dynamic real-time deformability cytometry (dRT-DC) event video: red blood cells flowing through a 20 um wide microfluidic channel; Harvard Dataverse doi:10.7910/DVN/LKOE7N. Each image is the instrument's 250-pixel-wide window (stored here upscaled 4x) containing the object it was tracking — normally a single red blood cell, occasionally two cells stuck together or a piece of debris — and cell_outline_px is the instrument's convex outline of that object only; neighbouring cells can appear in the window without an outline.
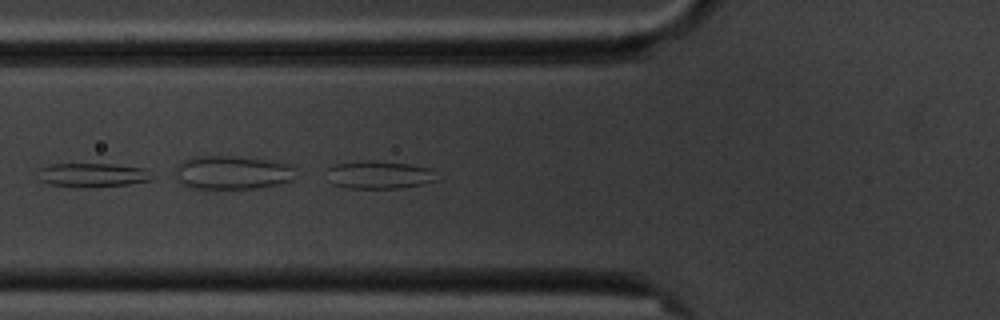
{"species": "common noctule bat (a hibernating species)", "species_latin": "Nyctalus noctula", "temperature_condition": "cold", "stored_images_in_passage": 5, "camera_frame_rate_fps": 3000, "um_per_image_px": 0.085, "animal": {"sex": "male", "body_mass_g": 20.1, "forearm_length_mm": 53.5}, "frame": {"image": 1, "passage_image": 4, "time_ms": 4.333, "image_size_px": [1000, 320], "cell_outline_px": [[152, 180], [128, 184], [48, 184], [40, 180], [40, 168], [52, 164], [112, 164], [148, 168]], "centroid_in_image_um": [7.94, 14.81], "position_along_channel_um": 117.9, "area_um2": 14.74}}